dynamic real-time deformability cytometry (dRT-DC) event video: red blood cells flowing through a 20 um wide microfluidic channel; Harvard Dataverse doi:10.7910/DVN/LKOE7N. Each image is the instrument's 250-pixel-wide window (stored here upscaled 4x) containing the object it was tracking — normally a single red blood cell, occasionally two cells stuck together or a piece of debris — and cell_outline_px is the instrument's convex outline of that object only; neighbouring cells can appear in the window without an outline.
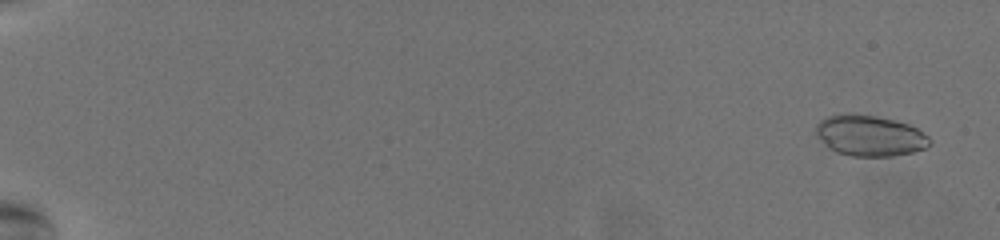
{"species": "common noctule bat (a hibernating species)", "species_latin": "Nyctalus noctula", "temperature_condition": "warm", "stored_images_in_passage": 59, "camera_frame_rate_fps": 3000, "um_per_image_px": 0.085, "animal": {"sex": "female", "body_mass_g": 19.5, "forearm_length_mm": 54.1}, "frame": {"image": 1, "passage_image": 3, "time_ms": 0.667, "image_size_px": [1000, 240], "cell_outline_px": [[932, 144], [924, 148], [912, 152], [892, 156], [852, 156], [836, 152], [828, 148], [824, 144], [816, 132], [816, 124], [820, 120], [828, 116], [852, 112], [876, 116], [896, 120], [908, 124], [916, 128], [928, 136], [932, 140]], "centroid_in_image_um": [73.93, 11.52], "position_along_channel_um": 11.1, "area_um2": 27.22}}
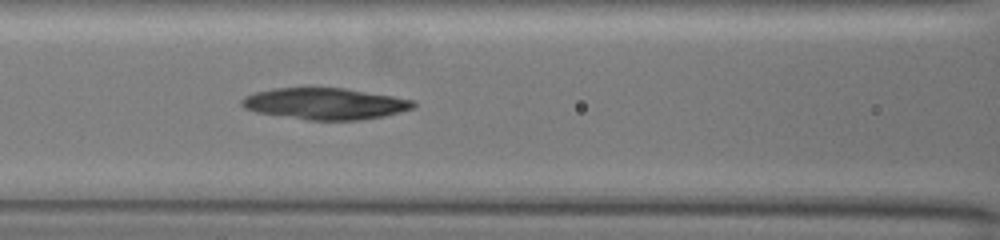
{"frame": {"image": 2, "passage_image": 30, "time_ms": 9.667, "image_size_px": [1000, 240], "cell_outline_px": [[416, 104], [412, 108], [400, 112], [384, 116], [360, 120], [308, 120], [256, 112], [244, 108], [240, 104], [240, 100], [244, 96], [256, 92], [272, 88], [344, 88], [392, 96], [412, 100]], "centroid_in_image_um": [27.59, 8.82], "position_along_channel_um": 139.0, "area_um2": 31.33}}
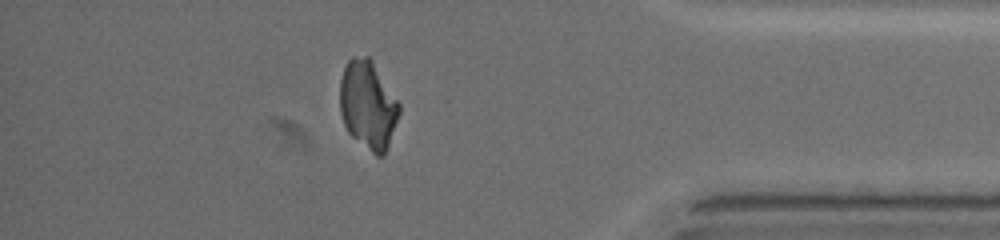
{"frame": {"image": 3, "passage_image": 53, "time_ms": 17.333, "image_size_px": [1000, 240], "cell_outline_px": [[400, 112], [388, 148], [384, 156], [376, 156], [352, 136], [348, 132], [344, 124], [340, 112], [340, 80], [344, 68], [348, 60], [352, 56], [368, 56], [372, 60], [400, 104]], "centroid_in_image_um": [31.28, 8.92], "position_along_channel_um": 403.9, "area_um2": 30.58}}